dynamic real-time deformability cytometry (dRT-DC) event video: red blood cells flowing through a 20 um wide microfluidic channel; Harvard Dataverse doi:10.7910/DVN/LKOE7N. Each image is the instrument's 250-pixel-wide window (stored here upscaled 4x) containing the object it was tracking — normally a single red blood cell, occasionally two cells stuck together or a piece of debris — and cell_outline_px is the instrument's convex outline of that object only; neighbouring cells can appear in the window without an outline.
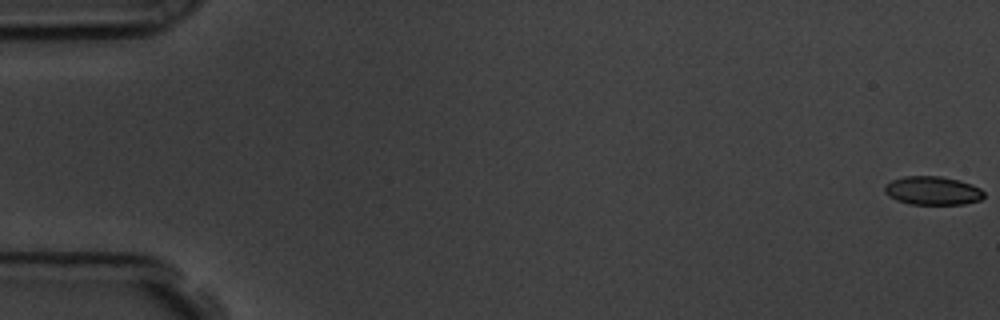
{"species": "common noctule bat (a hibernating species)", "species_latin": "Nyctalus noctula", "temperature_condition": "room temperature", "stored_images_in_passage": 58, "camera_frame_rate_fps": 3000, "um_per_image_px": 0.085, "animal": {"sex": "male", "body_mass_g": 19.5, "forearm_length_mm": 54.6}, "frame": {"image": 1, "passage_image": 1, "time_ms": 0.0, "image_size_px": [1000, 320], "cell_outline_px": [[984, 196], [980, 200], [964, 204], [908, 204], [896, 200], [888, 196], [884, 192], [884, 188], [892, 180], [904, 176], [940, 176], [960, 180], [972, 184], [980, 188], [984, 192]], "centroid_in_image_um": [79.28, 16.2], "position_along_channel_um": 5.7, "area_um2": 16.59}}
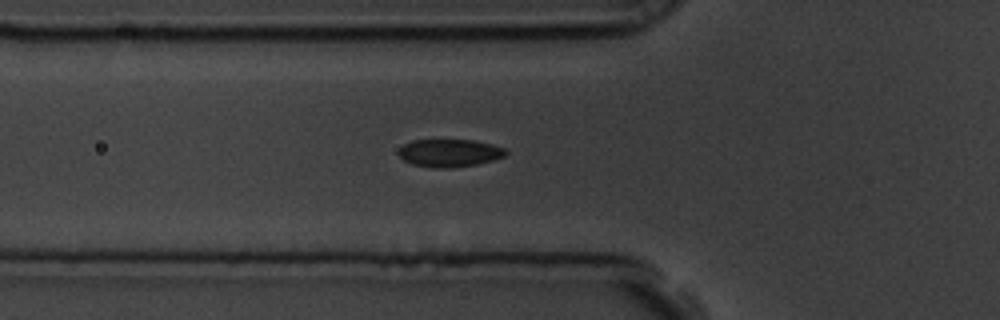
{"frame": {"image": 2, "passage_image": 21, "time_ms": 6.667, "image_size_px": [1000, 320], "cell_outline_px": [[508, 152], [504, 156], [492, 160], [476, 164], [452, 168], [436, 168], [412, 164], [404, 160], [396, 152], [404, 144], [412, 140], [472, 140], [492, 144], [504, 148]], "centroid_in_image_um": [38.19, 13.0], "position_along_channel_um": 87.6, "area_um2": 17.28}}
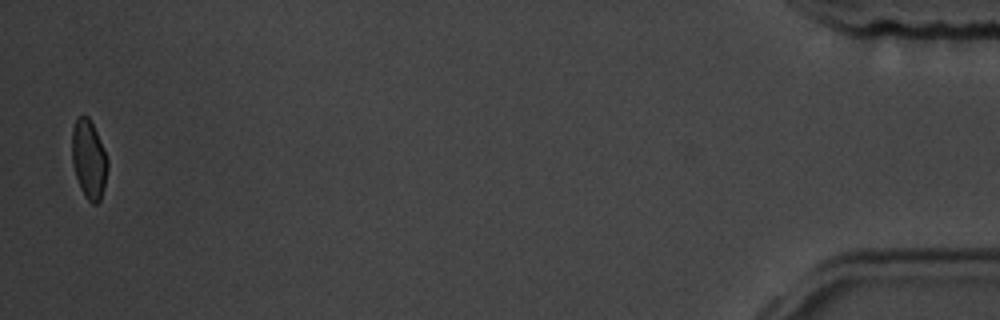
{"frame": {"image": 3, "passage_image": 57, "time_ms": 18.667, "image_size_px": [1000, 320], "cell_outline_px": [[108, 168], [104, 188], [100, 200], [96, 204], [92, 204], [84, 196], [80, 188], [72, 164], [72, 128], [76, 120], [84, 112], [88, 116], [96, 132], [108, 160]], "centroid_in_image_um": [7.54, 13.55], "position_along_channel_um": 427.7, "area_um2": 16.36}, "authors_computed_cell_mechanics": {"area_um2": 17.4556, "velocity_mm_per_s": 3.6012, "shape_relaxation_time_tau1_ms": 2.5938, "shape_relaxation_time_tau2_ms": 1.1511, "deformation_change_tau1": 0.1261, "deformation_change_tau2": 0.059}}